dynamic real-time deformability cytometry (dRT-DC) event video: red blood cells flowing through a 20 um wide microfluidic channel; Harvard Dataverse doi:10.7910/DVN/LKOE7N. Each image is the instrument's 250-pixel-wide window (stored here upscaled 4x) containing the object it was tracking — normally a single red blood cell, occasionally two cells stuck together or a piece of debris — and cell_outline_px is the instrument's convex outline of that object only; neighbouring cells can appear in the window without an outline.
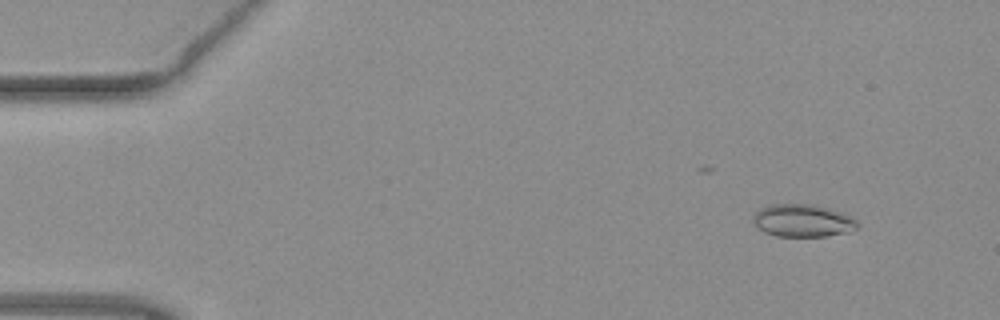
{"species": "common noctule bat (a hibernating species)", "species_latin": "Nyctalus noctula", "temperature_condition": "warm", "stored_images_in_passage": 45, "camera_frame_rate_fps": 3000, "um_per_image_px": 0.085, "animal": {"sex": "female", "body_mass_g": 19.3, "forearm_length_mm": 54.1}, "frame": {"image": 1, "passage_image": 5, "time_ms": 1.333, "image_size_px": [1000, 320], "cell_outline_px": [[856, 228], [848, 232], [824, 236], [776, 236], [764, 232], [752, 220], [752, 216], [756, 212], [772, 204], [812, 204], [828, 208], [848, 216], [856, 220]], "centroid_in_image_um": [68.2, 18.75], "position_along_channel_um": 16.8, "area_um2": 19.36}}
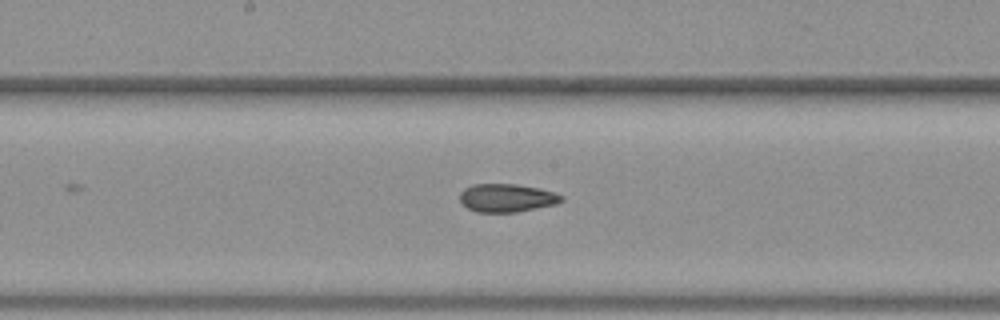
{"frame": {"image": 2, "passage_image": 27, "time_ms": 8.667, "image_size_px": [1000, 320], "cell_outline_px": [[564, 200], [556, 204], [516, 212], [476, 212], [468, 208], [460, 200], [460, 192], [464, 188], [472, 184], [516, 184], [536, 188], [552, 192], [564, 196]], "centroid_in_image_um": [43.06, 16.82], "position_along_channel_um": 205.1, "area_um2": 16.59}}
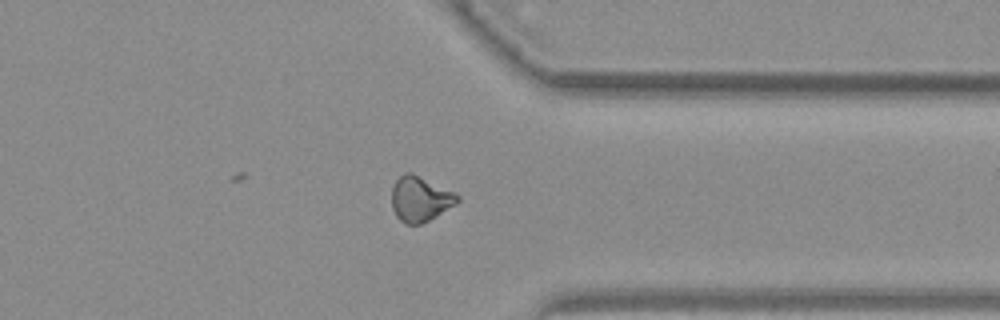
{"frame": {"image": 3, "passage_image": 40, "time_ms": 13.0, "image_size_px": [1000, 320], "cell_outline_px": [[460, 200], [456, 204], [436, 216], [420, 224], [404, 224], [396, 216], [392, 208], [392, 188], [396, 180], [404, 172], [412, 172], [460, 196]], "centroid_in_image_um": [35.68, 16.91], "position_along_channel_um": 375.7, "area_um2": 17.11}, "authors_computed_cell_mechanics": {"area_um2": 17.2822, "velocity_mm_per_s": 4.0291, "shape_relaxation_time_tau1_ms": null, "shape_relaxation_time_tau2_ms": 1.9011, "deformation_change_tau1": null, "deformation_change_tau2": 0.0893}}